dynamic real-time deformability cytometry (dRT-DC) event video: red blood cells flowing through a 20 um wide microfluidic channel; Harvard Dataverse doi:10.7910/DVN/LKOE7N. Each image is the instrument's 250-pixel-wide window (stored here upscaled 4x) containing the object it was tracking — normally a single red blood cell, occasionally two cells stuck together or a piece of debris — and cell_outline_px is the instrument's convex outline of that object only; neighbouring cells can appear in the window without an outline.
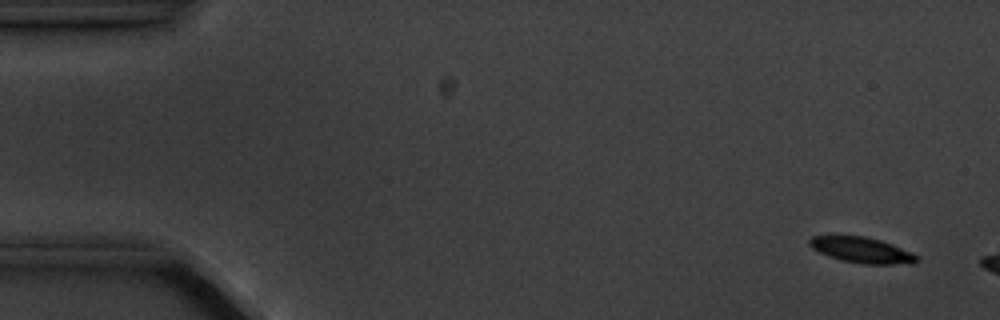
{"species": "common noctule bat (a hibernating species)", "species_latin": "Nyctalus noctula", "temperature_condition": "cold", "stored_images_in_passage": 3, "camera_frame_rate_fps": 3000, "um_per_image_px": 0.085, "animal": {"sex": "male", "body_mass_g": 20.1, "forearm_length_mm": 53.5}, "frame": {"image": 1, "passage_image": 1, "time_ms": 0.0, "image_size_px": [1000, 320], "cell_outline_px": [[920, 260], [916, 264], [864, 264], [840, 260], [828, 256], [812, 248], [808, 244], [808, 240], [812, 236], [864, 236], [880, 240], [892, 244], [912, 252]], "centroid_in_image_um": [73.28, 21.27], "position_along_channel_um": 11.7, "area_um2": 16.13}}